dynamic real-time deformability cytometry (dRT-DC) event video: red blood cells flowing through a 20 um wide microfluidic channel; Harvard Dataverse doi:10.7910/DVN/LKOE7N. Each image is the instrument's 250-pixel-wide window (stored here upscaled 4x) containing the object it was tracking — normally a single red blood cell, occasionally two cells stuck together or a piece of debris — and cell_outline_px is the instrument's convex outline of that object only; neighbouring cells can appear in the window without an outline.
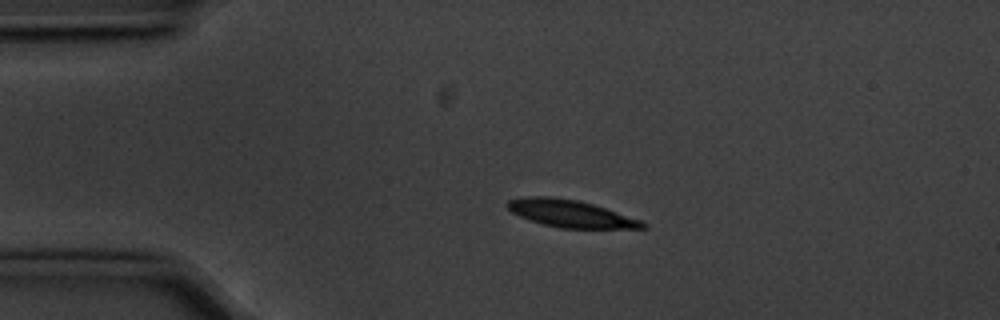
{"species": "common noctule bat (a hibernating species)", "species_latin": "Nyctalus noctula", "temperature_condition": "cold", "stored_images_in_passage": 45, "camera_frame_rate_fps": 3000, "um_per_image_px": 0.085, "animal": {"sex": "male", "body_mass_g": 20.1, "forearm_length_mm": 53.5}, "frame": {"image": 1, "passage_image": 1, "time_ms": 0.0, "image_size_px": [1000, 320], "cell_outline_px": [[648, 228], [560, 228], [544, 224], [520, 216], [512, 212], [504, 204], [508, 200], [528, 196], [552, 196], [576, 200], [592, 204], [640, 220], [648, 224]], "centroid_in_image_um": [48.47, 18.15], "position_along_channel_um": 36.5, "area_um2": 21.15}}
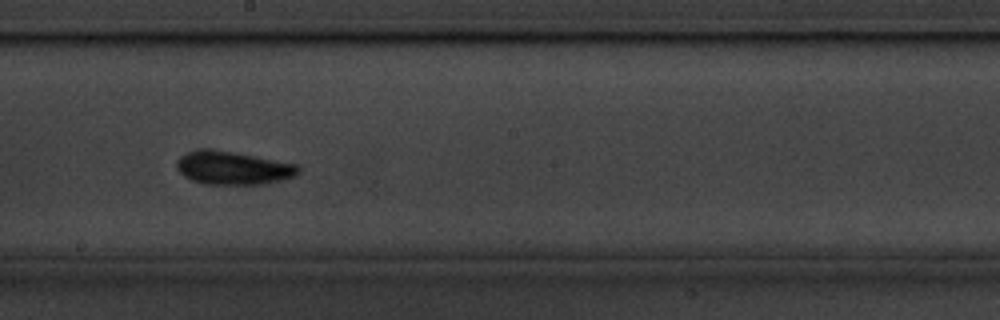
{"frame": {"image": 2, "passage_image": 20, "time_ms": 6.333, "image_size_px": [1000, 320], "cell_outline_px": [[300, 172], [296, 176], [264, 184], [204, 184], [192, 180], [184, 176], [176, 168], [176, 160], [180, 156], [188, 152], [232, 152], [300, 164]], "centroid_in_image_um": [19.88, 14.32], "position_along_channel_um": 228.3, "area_um2": 23.0}}
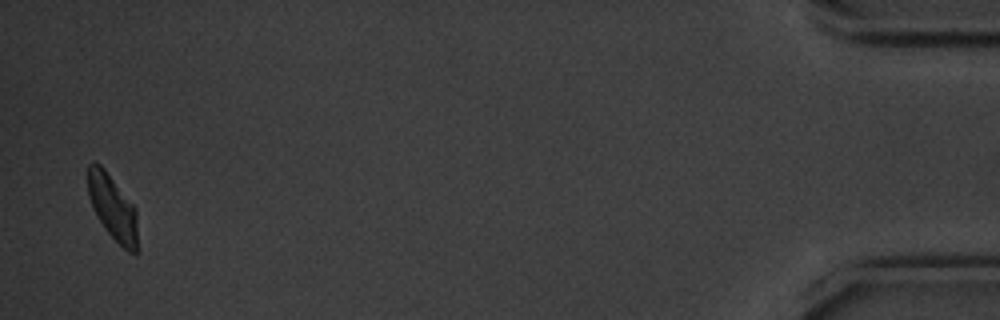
{"frame": {"image": 3, "passage_image": 44, "time_ms": 14.333, "image_size_px": [1000, 320], "cell_outline_px": [[136, 256], [128, 252], [104, 228], [92, 208], [88, 196], [88, 164], [92, 160], [100, 164], [104, 168], [136, 208]], "centroid_in_image_um": [9.55, 17.6], "position_along_channel_um": 425.7, "area_um2": 18.73}, "authors_computed_cell_mechanics": {"area_um2": 21.1548, "velocity_mm_per_s": 3.5566, "shape_relaxation_time_tau1_ms": 2.0368, "shape_relaxation_time_tau2_ms": null, "deformation_change_tau1": 0.1235, "deformation_change_tau2": null}}